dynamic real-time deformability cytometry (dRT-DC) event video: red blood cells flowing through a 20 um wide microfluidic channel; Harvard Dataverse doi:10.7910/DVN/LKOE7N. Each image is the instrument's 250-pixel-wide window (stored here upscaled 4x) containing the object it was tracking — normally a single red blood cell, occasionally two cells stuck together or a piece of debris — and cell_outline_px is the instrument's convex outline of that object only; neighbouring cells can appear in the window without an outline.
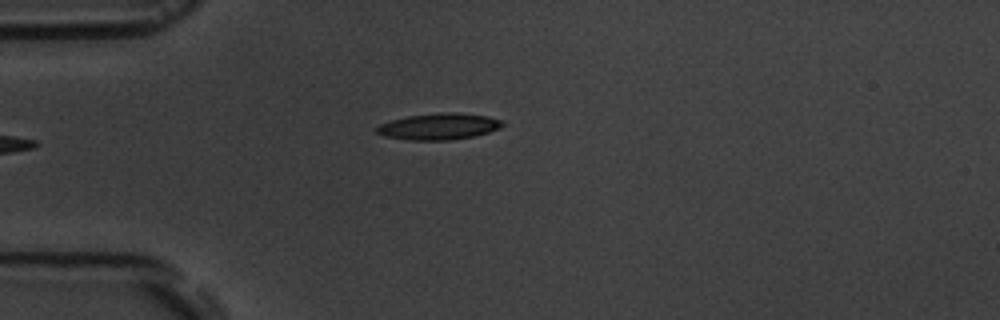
{"species": "common noctule bat (a hibernating species)", "species_latin": "Nyctalus noctula", "temperature_condition": "room temperature", "stored_images_in_passage": 3, "camera_frame_rate_fps": 3000, "um_per_image_px": 0.085, "animal": {"sex": "male", "body_mass_g": 19.5, "forearm_length_mm": 54.6}, "frame": {"image": 1, "passage_image": 3, "time_ms": 2.667, "image_size_px": [1000, 320], "cell_outline_px": [[504, 124], [488, 132], [472, 136], [452, 140], [408, 140], [384, 136], [376, 132], [376, 128], [380, 124], [392, 120], [408, 116], [440, 112], [456, 112], [488, 116], [504, 120]], "centroid_in_image_um": [37.3, 10.74], "position_along_channel_um": 47.7, "area_um2": 19.25}}